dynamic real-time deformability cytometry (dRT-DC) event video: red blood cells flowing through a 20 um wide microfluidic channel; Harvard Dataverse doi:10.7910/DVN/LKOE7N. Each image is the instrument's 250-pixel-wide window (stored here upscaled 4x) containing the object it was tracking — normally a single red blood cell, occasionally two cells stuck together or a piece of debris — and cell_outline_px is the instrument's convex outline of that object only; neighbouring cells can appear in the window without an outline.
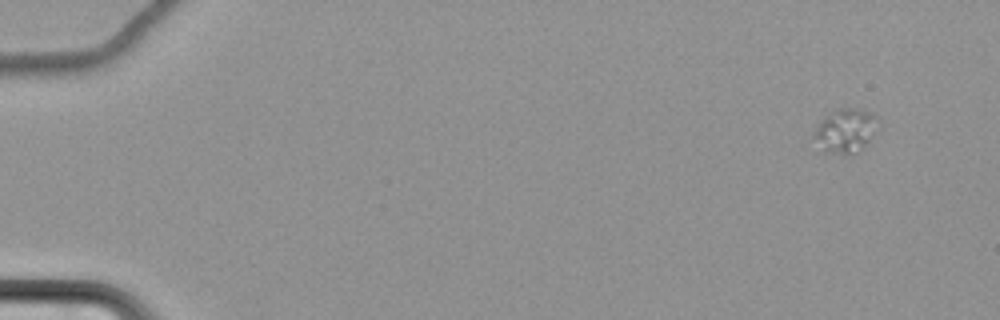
{"species": "common noctule bat (a hibernating species)", "species_latin": "Nyctalus noctula", "temperature_condition": "cold", "stored_images_in_passage": 60, "camera_frame_rate_fps": 3000, "um_per_image_px": 0.085, "animal": {"sex": "female", "body_mass_g": 22.7, "forearm_length_mm": 54.2}, "frame": {"image": 1, "passage_image": 1, "time_ms": 0.0, "image_size_px": [1000, 320], "cell_outline_px": [[880, 128], [856, 152], [844, 156], [824, 152], [812, 136], [816, 124], [824, 116], [840, 108], [856, 108], [872, 112], [880, 116]], "centroid_in_image_um": [71.89, 11.09], "position_along_channel_um": 13.1, "area_um2": 16.94}}
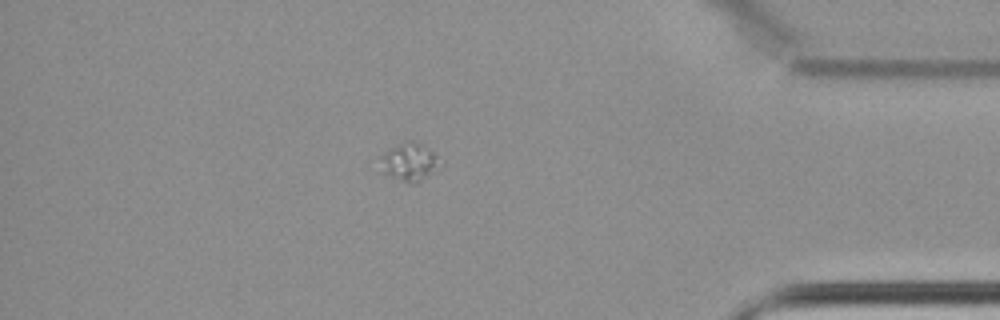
{"frame": {"image": 2, "passage_image": 52, "time_ms": 17.0, "image_size_px": [1000, 320], "cell_outline_px": [[444, 164], [420, 180], [412, 184], [384, 172], [376, 156], [408, 140], [412, 140], [428, 148], [444, 160]], "centroid_in_image_um": [34.83, 13.73], "position_along_channel_um": 400.4, "area_um2": 13.12}}
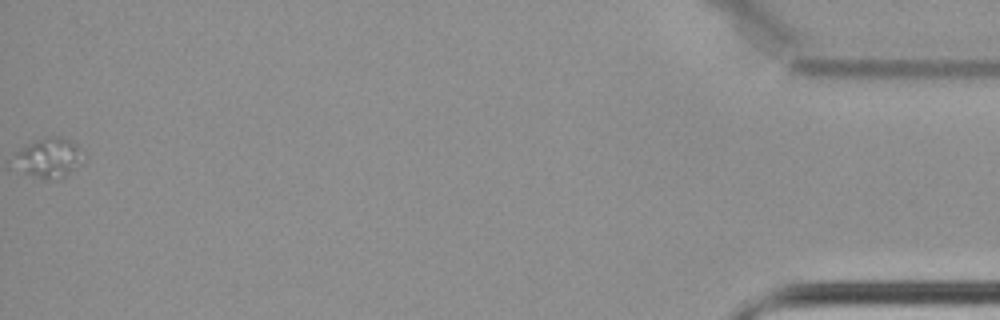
{"frame": {"image": 3, "passage_image": 60, "time_ms": 19.667, "image_size_px": [1000, 320], "cell_outline_px": [[84, 160], [80, 164], [60, 180], [44, 180], [32, 176], [24, 172], [16, 152], [20, 148], [44, 136], [60, 136], [76, 144]], "centroid_in_image_um": [4.23, 13.42], "position_along_channel_um": 431.0, "area_um2": 15.55}}